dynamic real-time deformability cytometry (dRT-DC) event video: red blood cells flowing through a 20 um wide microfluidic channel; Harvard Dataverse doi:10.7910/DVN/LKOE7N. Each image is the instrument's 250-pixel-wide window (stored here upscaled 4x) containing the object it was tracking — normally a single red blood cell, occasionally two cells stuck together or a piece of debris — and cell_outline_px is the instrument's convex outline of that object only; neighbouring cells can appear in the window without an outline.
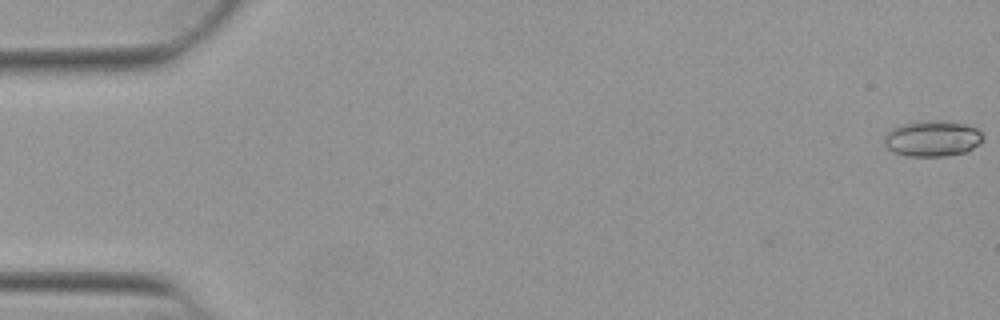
{"species": "Egyptian fruit bat (a non-hibernating species)", "species_latin": "Rousettus aegyptiacus", "temperature_condition": "warm", "stored_images_in_passage": 49, "camera_frame_rate_fps": 3000, "um_per_image_px": 0.085, "animal": {"sex": "female"}, "frame": {"image": 1, "passage_image": 1, "time_ms": 0.0, "image_size_px": [1000, 320], "cell_outline_px": [[984, 140], [980, 144], [968, 152], [944, 156], [908, 156], [892, 152], [884, 144], [884, 136], [892, 128], [900, 124], [916, 120], [956, 120], [976, 128], [984, 136]], "centroid_in_image_um": [79.28, 11.75], "position_along_channel_um": 5.7, "area_um2": 21.33}}
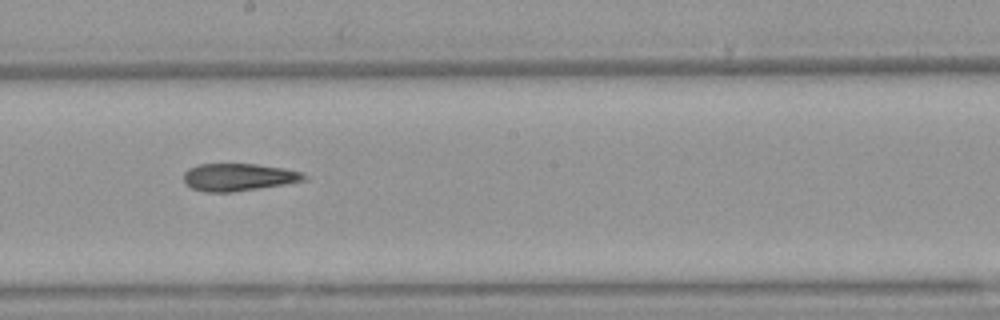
{"frame": {"image": 2, "passage_image": 30, "time_ms": 9.667, "image_size_px": [1000, 320], "cell_outline_px": [[308, 180], [288, 184], [232, 192], [208, 192], [192, 188], [184, 184], [184, 172], [188, 168], [200, 164], [256, 164], [284, 168], [300, 172], [308, 176]], "centroid_in_image_um": [20.3, 15.06], "position_along_channel_um": 227.9, "area_um2": 19.42}}
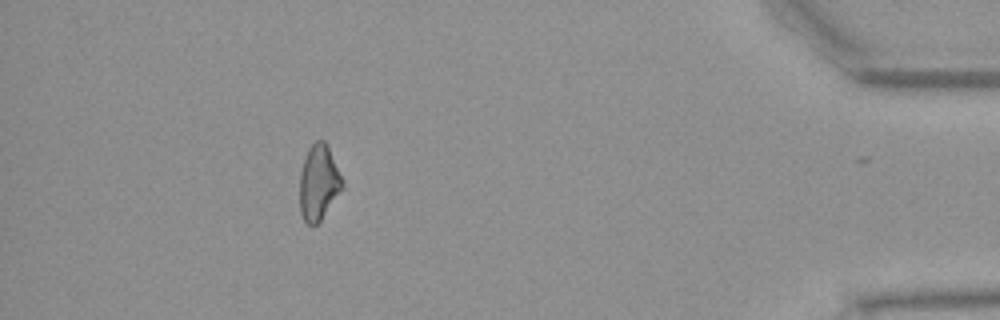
{"frame": {"image": 3, "passage_image": 48, "time_ms": 15.667, "image_size_px": [1000, 320], "cell_outline_px": [[344, 188], [320, 220], [316, 224], [308, 224], [304, 220], [300, 212], [300, 172], [308, 148], [316, 140], [324, 140], [344, 180]], "centroid_in_image_um": [27.1, 15.52], "position_along_channel_um": 408.1, "area_um2": 18.61}, "authors_computed_cell_mechanics": {"area_um2": 19.8832, "velocity_mm_per_s": 3.9245, "shape_relaxation_time_tau1_ms": null, "shape_relaxation_time_tau2_ms": 3.3704, "deformation_change_tau1": null, "deformation_change_tau2": 0.1367}}